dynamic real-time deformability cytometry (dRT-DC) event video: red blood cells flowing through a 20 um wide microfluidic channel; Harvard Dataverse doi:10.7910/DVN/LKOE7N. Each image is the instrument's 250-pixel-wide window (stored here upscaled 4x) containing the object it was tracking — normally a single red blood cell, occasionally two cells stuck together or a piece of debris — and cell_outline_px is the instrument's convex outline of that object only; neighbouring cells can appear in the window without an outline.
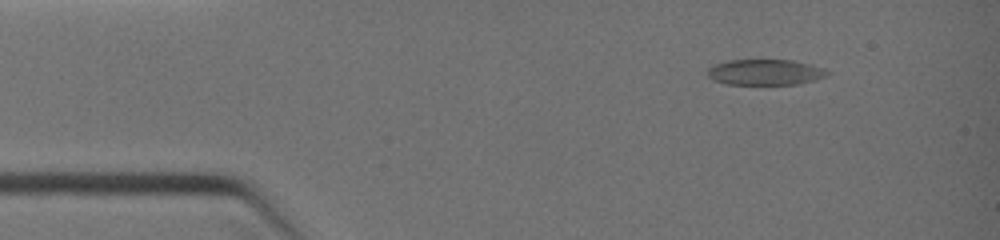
{"species": "common noctule bat (a hibernating species)", "species_latin": "Nyctalus noctula", "temperature_condition": "warm", "stored_images_in_passage": 9, "camera_frame_rate_fps": 3000, "um_per_image_px": 0.085, "animal": {"sex": "female", "body_mass_g": 19.0, "forearm_length_mm": 51.5}, "frame": {"image": 1, "passage_image": 1, "time_ms": 0.0, "image_size_px": [1000, 240], "cell_outline_px": [[832, 72], [828, 76], [816, 80], [796, 84], [724, 84], [712, 80], [708, 76], [708, 68], [716, 64], [728, 60], [792, 60], [824, 68]], "centroid_in_image_um": [65.07, 6.14], "position_along_channel_um": 19.9, "area_um2": 18.03}}
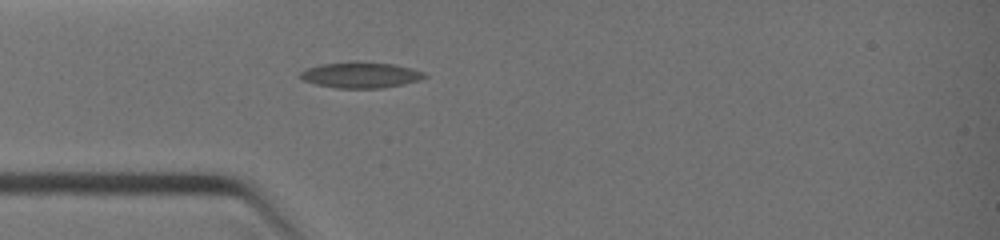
{"frame": {"image": 2, "passage_image": 7, "time_ms": 2.0, "image_size_px": [1000, 240], "cell_outline_px": [[428, 76], [420, 80], [404, 84], [380, 88], [336, 88], [316, 84], [304, 80], [300, 76], [300, 72], [308, 68], [320, 64], [352, 60], [360, 60], [396, 64], [412, 68], [424, 72]], "centroid_in_image_um": [30.69, 6.34], "position_along_channel_um": 54.3, "area_um2": 19.13}}
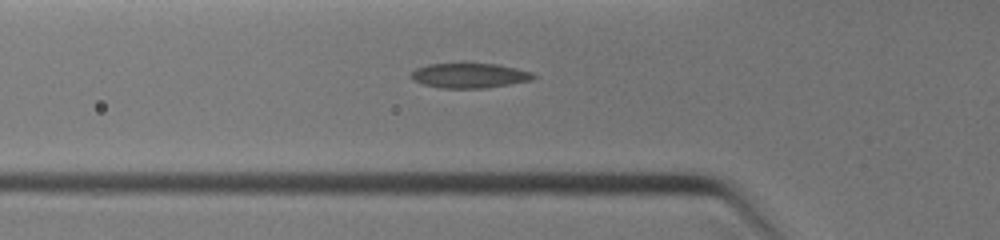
{"frame": {"image": 3, "passage_image": 9, "time_ms": 2.667, "image_size_px": [1000, 240], "cell_outline_px": [[536, 76], [532, 80], [484, 88], [440, 88], [424, 84], [412, 80], [408, 76], [416, 68], [428, 64], [460, 60], [500, 64], [532, 72]], "centroid_in_image_um": [39.85, 6.36], "position_along_channel_um": 85.9, "area_um2": 18.67}}